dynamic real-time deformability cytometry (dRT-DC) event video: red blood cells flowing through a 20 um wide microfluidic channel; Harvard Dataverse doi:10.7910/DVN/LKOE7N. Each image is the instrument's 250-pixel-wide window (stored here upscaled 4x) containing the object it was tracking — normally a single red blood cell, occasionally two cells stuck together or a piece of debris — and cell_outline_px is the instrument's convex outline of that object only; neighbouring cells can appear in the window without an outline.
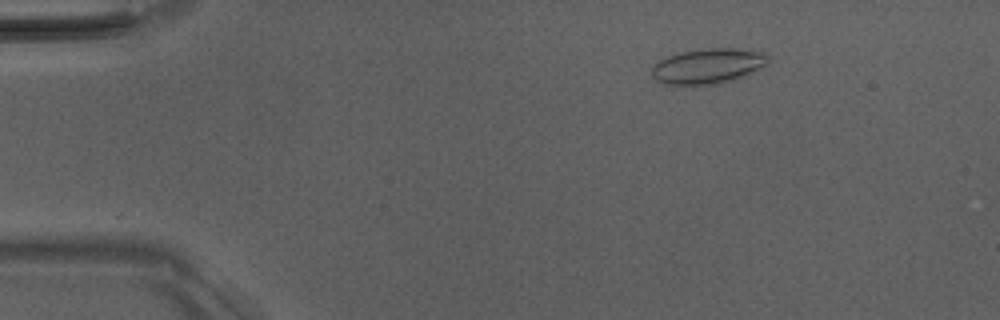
{"species": "Egyptian fruit bat (a non-hibernating species)", "species_latin": "Rousettus aegyptiacus", "temperature_condition": "room temperature", "stored_images_in_passage": 5, "camera_frame_rate_fps": 3000, "um_per_image_px": 0.085, "animal": {"sex": "male"}, "frame": {"image": 1, "passage_image": 3, "time_ms": 2.333, "image_size_px": [1000, 320], "cell_outline_px": [[768, 64], [764, 68], [736, 80], [720, 84], [672, 88], [656, 80], [652, 76], [652, 64], [676, 52], [704, 48], [736, 48], [764, 52], [768, 56]], "centroid_in_image_um": [60.15, 5.66], "position_along_channel_um": 24.8, "area_um2": 25.2}}